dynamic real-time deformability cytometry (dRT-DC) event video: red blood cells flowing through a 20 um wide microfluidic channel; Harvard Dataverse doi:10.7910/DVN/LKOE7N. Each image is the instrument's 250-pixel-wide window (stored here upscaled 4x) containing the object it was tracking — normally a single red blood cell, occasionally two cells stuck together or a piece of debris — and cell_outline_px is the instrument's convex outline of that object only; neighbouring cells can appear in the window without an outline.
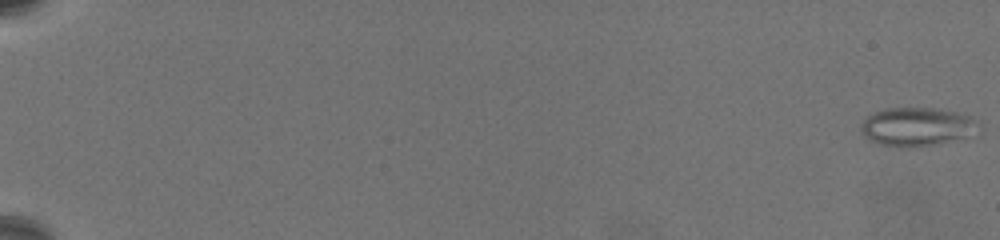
{"species": "common noctule bat (a hibernating species)", "species_latin": "Nyctalus noctula", "temperature_condition": "warm", "stored_images_in_passage": 67, "camera_frame_rate_fps": 3000, "um_per_image_px": 0.085, "animal": {"sex": "female", "body_mass_g": 19.5, "forearm_length_mm": 54.1}, "frame": {"image": 1, "passage_image": 1, "time_ms": 0.0, "image_size_px": [1000, 240], "cell_outline_px": [[980, 124], [976, 136], [936, 144], [884, 144], [868, 140], [860, 132], [860, 124], [868, 116], [876, 112], [888, 108], [936, 108], [956, 112], [980, 120]], "centroid_in_image_um": [78.03, 10.74], "position_along_channel_um": 7.0, "area_um2": 26.07}}
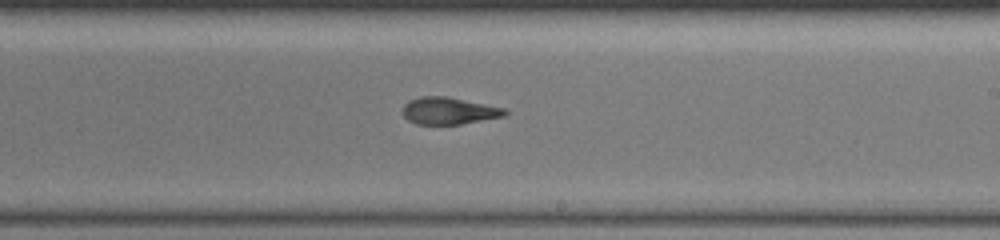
{"frame": {"image": 2, "passage_image": 44, "time_ms": 14.333, "image_size_px": [1000, 240], "cell_outline_px": [[508, 112], [504, 116], [460, 124], [416, 124], [408, 120], [404, 116], [404, 104], [408, 100], [420, 96], [448, 96], [508, 108]], "centroid_in_image_um": [38.19, 9.4], "position_along_channel_um": 250.8, "area_um2": 16.24}}
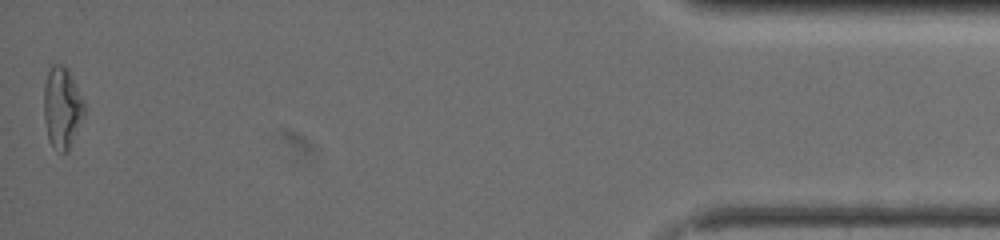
{"frame": {"image": 3, "passage_image": 67, "time_ms": 22.0, "image_size_px": [1000, 240], "cell_outline_px": [[84, 116], [68, 152], [60, 152], [52, 148], [48, 140], [44, 120], [44, 84], [48, 72], [52, 64], [60, 64], [68, 68], [84, 100]], "centroid_in_image_um": [5.27, 9.17], "position_along_channel_um": 429.9, "area_um2": 19.42}, "authors_computed_cell_mechanics": {"area_um2": 17.918, "velocity_mm_per_s": 3.3275, "shape_relaxation_time_tau1_ms": null, "shape_relaxation_time_tau2_ms": 3.8243, "deformation_change_tau1": null, "deformation_change_tau2": 0.1128}}